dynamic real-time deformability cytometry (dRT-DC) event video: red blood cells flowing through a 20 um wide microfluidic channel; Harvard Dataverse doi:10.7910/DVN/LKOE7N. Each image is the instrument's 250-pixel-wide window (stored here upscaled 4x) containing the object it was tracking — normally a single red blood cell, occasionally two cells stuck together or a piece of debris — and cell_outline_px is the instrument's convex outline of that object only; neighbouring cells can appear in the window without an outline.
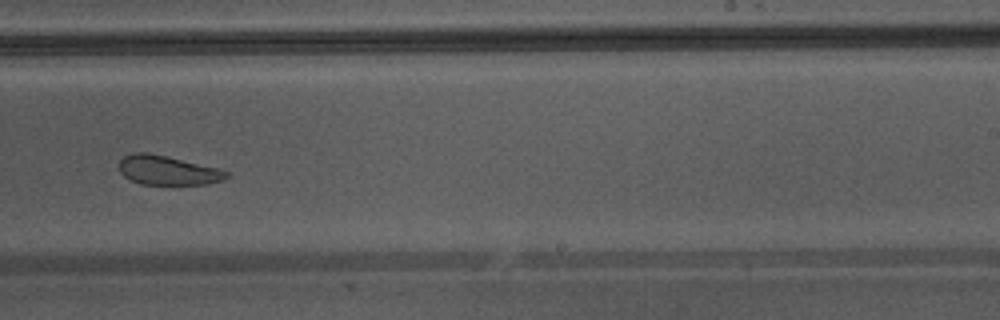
{"species": "Egyptian fruit bat (a non-hibernating species)", "species_latin": "Rousettus aegyptiacus", "temperature_condition": "warm", "stored_images_in_passage": 41, "camera_frame_rate_fps": 3000, "um_per_image_px": 0.085, "animal": {"sex": "male"}, "frame": {"image": 1, "passage_image": 24, "time_ms": 7.667, "image_size_px": [1000, 320], "cell_outline_px": [[228, 176], [224, 180], [208, 184], [140, 184], [124, 176], [120, 172], [120, 160], [124, 156], [132, 152], [148, 152], [168, 156], [220, 168], [228, 172]], "centroid_in_image_um": [14.27, 14.46], "position_along_channel_um": 274.7, "area_um2": 18.44}}